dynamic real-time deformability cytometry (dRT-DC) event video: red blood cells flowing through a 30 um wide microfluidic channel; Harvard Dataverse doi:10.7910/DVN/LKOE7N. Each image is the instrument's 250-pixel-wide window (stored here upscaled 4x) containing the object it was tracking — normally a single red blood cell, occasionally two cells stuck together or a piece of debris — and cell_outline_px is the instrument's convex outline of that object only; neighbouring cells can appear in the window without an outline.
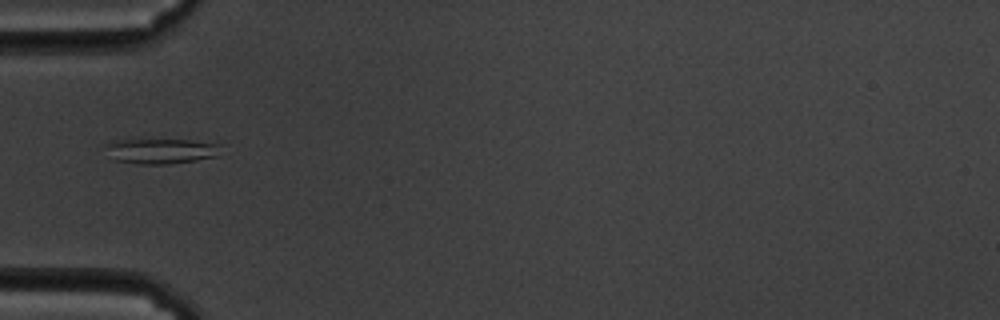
{"species": "common noctule bat (a hibernating species)", "species_latin": "Nyctalus noctula", "temperature_condition": "cold", "stored_images_in_passage": 3, "camera_frame_rate_fps": 3000, "um_per_image_px": 0.085, "animal": {"sex": "male", "body_mass_g": 19.5, "forearm_length_mm": 54.6}, "frame": {"image": 1, "passage_image": 1, "time_ms": 0.0, "image_size_px": [1000, 320], "cell_outline_px": [[220, 144], [216, 156], [196, 160], [168, 164], [140, 164], [112, 160], [100, 144], [112, 140], [188, 140]], "centroid_in_image_um": [13.52, 12.84], "position_along_channel_um": 71.5, "area_um2": 17.05}}